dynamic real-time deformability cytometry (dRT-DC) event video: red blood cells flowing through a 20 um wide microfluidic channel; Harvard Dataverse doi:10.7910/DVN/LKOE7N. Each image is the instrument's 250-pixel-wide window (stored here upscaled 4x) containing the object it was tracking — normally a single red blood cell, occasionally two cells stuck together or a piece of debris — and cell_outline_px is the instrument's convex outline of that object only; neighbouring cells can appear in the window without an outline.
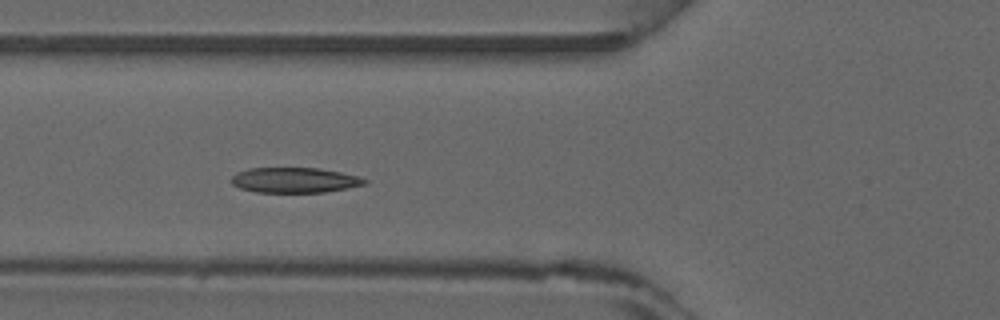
{"species": "common noctule bat (a hibernating species)", "species_latin": "Nyctalus noctula", "temperature_condition": "warm", "stored_images_in_passage": 4, "camera_frame_rate_fps": 3000, "um_per_image_px": 0.085, "animal": {"sex": "male", "forearm_length_mm": 52.5}, "frame": {"image": 1, "passage_image": 4, "time_ms": 1.0, "image_size_px": [1000, 320], "cell_outline_px": [[368, 180], [364, 184], [348, 188], [324, 192], [256, 192], [240, 188], [232, 184], [232, 176], [236, 172], [248, 168], [320, 168], [340, 172], [356, 176]], "centroid_in_image_um": [25.01, 15.31], "position_along_channel_um": 100.8, "area_um2": 19.48}}